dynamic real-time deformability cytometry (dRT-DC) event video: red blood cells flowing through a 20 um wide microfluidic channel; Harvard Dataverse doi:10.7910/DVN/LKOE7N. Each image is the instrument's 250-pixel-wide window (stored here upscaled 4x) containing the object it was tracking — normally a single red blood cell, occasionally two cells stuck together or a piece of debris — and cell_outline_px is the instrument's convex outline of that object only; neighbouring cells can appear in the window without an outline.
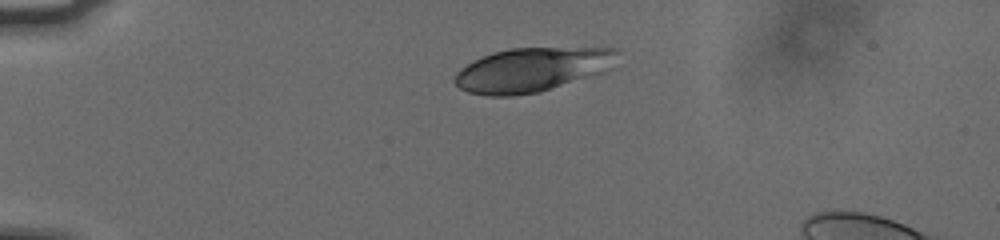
{"species": "human", "species_latin": "Homo sapiens", "temperature_condition": "cold", "stored_images_in_passage": 44, "camera_frame_rate_fps": 3000, "um_per_image_px": 0.085, "donor": {"sex": "male"}, "frame": {"image": 1, "passage_image": 1, "time_ms": 0.0, "image_size_px": [1000, 240], "cell_outline_px": [[616, 52], [612, 68], [604, 72], [540, 92], [512, 96], [488, 96], [468, 92], [460, 88], [452, 80], [456, 72], [460, 68], [492, 52], [512, 48], [612, 48]], "centroid_in_image_um": [45.18, 5.94], "position_along_channel_um": 39.8, "area_um2": 41.56}}
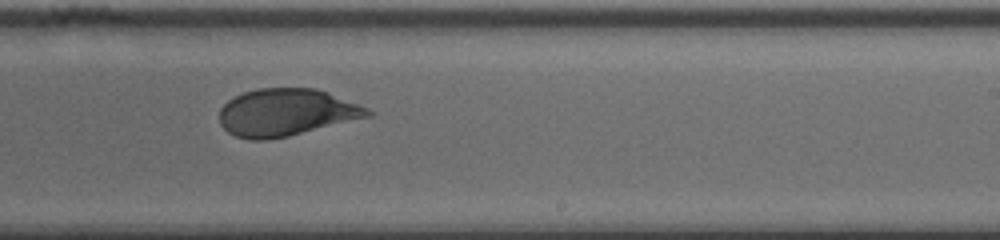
{"frame": {"image": 2, "passage_image": 23, "time_ms": 7.333, "image_size_px": [1000, 240], "cell_outline_px": [[372, 116], [288, 136], [268, 140], [248, 140], [236, 136], [228, 132], [220, 124], [220, 108], [228, 100], [244, 92], [260, 88], [316, 88], [328, 92], [368, 108], [372, 112]], "centroid_in_image_um": [24.32, 9.56], "position_along_channel_um": 264.7, "area_um2": 40.75}}
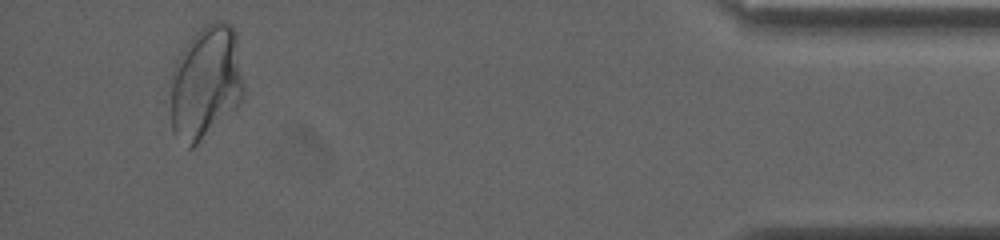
{"frame": {"image": 3, "passage_image": 40, "time_ms": 13.0, "image_size_px": [1000, 240], "cell_outline_px": [[244, 100], [240, 104], [192, 148], [188, 148], [172, 132], [172, 72], [176, 60], [180, 52], [192, 36], [196, 32], [208, 24], [216, 20], [224, 20], [232, 24], [236, 32], [244, 84]], "centroid_in_image_um": [17.53, 6.98], "position_along_channel_um": 417.7, "area_um2": 48.49}}